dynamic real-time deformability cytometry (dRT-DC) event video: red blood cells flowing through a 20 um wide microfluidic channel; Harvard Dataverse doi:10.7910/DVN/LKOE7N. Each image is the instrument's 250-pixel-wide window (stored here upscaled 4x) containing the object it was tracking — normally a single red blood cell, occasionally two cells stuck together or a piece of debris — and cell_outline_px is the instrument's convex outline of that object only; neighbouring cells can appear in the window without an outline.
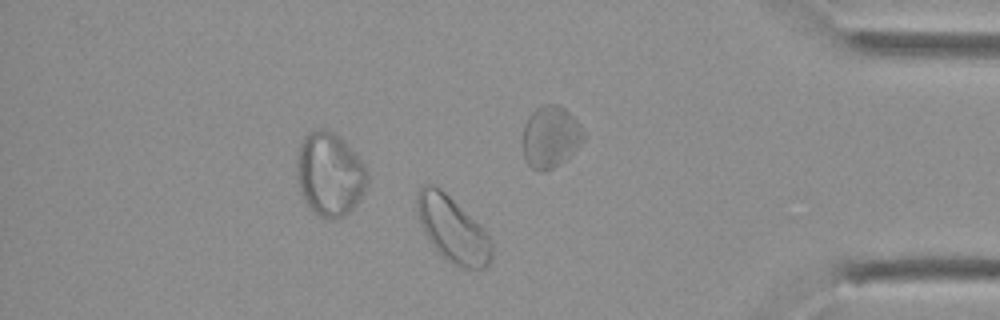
{"species": "Egyptian fruit bat (a non-hibernating species)", "species_latin": "Rousettus aegyptiacus", "temperature_condition": "cold", "stored_images_in_passage": 30, "camera_frame_rate_fps": 3000, "um_per_image_px": 0.085, "animal": {"sex": "female"}, "frame": {"image": 1, "passage_image": 26, "time_ms": 8.333, "image_size_px": [1000, 320], "cell_outline_px": [[476, 232], [456, 260], [432, 236], [424, 220], [420, 204], [420, 200], [436, 188], [476, 228]], "centroid_in_image_um": [37.96, 18.97], "position_along_channel_um": 397.2, "area_um2": 15.32}}